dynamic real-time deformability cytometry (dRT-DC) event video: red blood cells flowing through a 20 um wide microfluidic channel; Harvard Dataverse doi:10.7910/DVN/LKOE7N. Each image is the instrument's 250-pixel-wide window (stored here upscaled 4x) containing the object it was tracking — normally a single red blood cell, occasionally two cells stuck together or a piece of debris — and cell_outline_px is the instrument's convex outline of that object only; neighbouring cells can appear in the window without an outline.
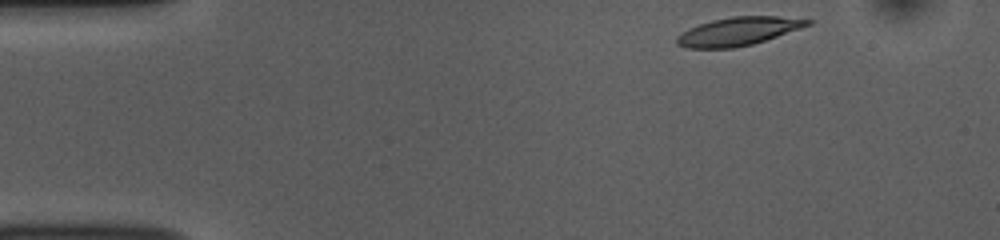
{"species": "common noctule bat (a hibernating species)", "species_latin": "Nyctalus noctula", "temperature_condition": "room temperature", "stored_images_in_passage": 47, "camera_frame_rate_fps": 3000, "um_per_image_px": 0.085, "animal": {"sex": "female", "body_mass_g": 10.0, "forearm_length_mm": 53.1}, "frame": {"image": 1, "passage_image": 1, "time_ms": 0.0, "image_size_px": [1000, 240], "cell_outline_px": [[816, 20], [812, 24], [752, 44], [732, 48], [684, 48], [676, 44], [676, 36], [688, 28], [712, 20], [732, 16], [776, 16]], "centroid_in_image_um": [62.72, 2.66], "position_along_channel_um": 22.3, "area_um2": 21.5}}
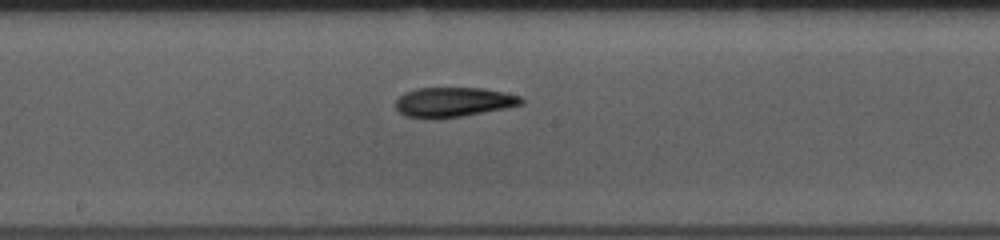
{"frame": {"image": 2, "passage_image": 22, "time_ms": 7.0, "image_size_px": [1000, 240], "cell_outline_px": [[524, 104], [504, 108], [460, 116], [432, 120], [408, 116], [400, 112], [396, 108], [396, 100], [404, 92], [416, 88], [484, 88], [504, 92], [520, 96], [524, 100]], "centroid_in_image_um": [38.52, 8.68], "position_along_channel_um": 209.7, "area_um2": 21.73}}
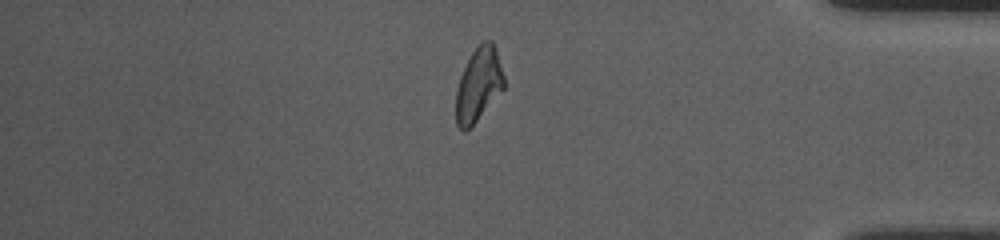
{"frame": {"image": 3, "passage_image": 39, "time_ms": 12.667, "image_size_px": [1000, 240], "cell_outline_px": [[504, 88], [472, 128], [464, 132], [456, 124], [456, 88], [460, 76], [472, 52], [480, 40], [492, 40], [504, 76]], "centroid_in_image_um": [40.66, 7.22], "position_along_channel_um": 394.5, "area_um2": 20.81}, "authors_computed_cell_mechanics": {"area_um2": 21.5594, "velocity_mm_per_s": 3.7634, "shape_relaxation_time_tau1_ms": 4.7053, "shape_relaxation_time_tau2_ms": 5.3224, "deformation_change_tau1": 0.1885, "deformation_change_tau2": 0.1191}}